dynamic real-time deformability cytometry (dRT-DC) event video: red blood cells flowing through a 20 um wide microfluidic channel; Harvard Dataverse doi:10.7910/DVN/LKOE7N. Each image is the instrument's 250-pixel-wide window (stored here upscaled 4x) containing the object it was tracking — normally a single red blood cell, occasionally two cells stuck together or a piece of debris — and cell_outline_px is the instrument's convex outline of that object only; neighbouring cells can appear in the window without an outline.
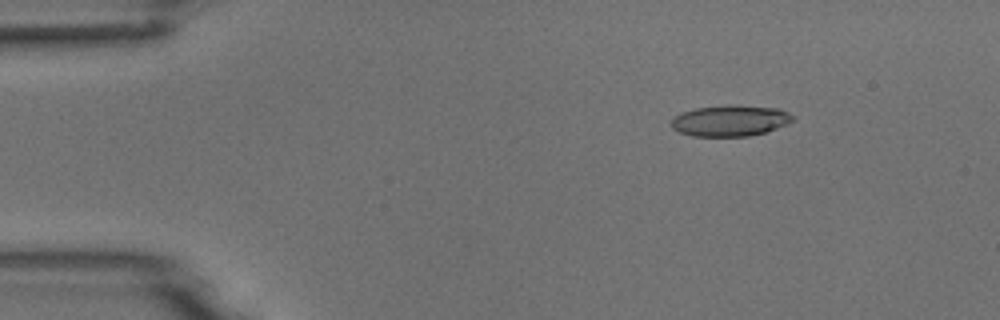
{"species": "common noctule bat (a hibernating species)", "species_latin": "Nyctalus noctula", "temperature_condition": "room temperature", "stored_images_in_passage": 5, "camera_frame_rate_fps": 3000, "um_per_image_px": 0.085, "animal": {"sex": "male", "body_mass_g": 18.8}, "frame": {"image": 1, "passage_image": 3, "time_ms": 0.667, "image_size_px": [1000, 320], "cell_outline_px": [[796, 120], [788, 124], [764, 132], [748, 136], [692, 136], [680, 132], [672, 128], [672, 120], [680, 112], [696, 108], [724, 104], [728, 104], [780, 108], [796, 116]], "centroid_in_image_um": [62.11, 10.24], "position_along_channel_um": 22.9, "area_um2": 22.25}}